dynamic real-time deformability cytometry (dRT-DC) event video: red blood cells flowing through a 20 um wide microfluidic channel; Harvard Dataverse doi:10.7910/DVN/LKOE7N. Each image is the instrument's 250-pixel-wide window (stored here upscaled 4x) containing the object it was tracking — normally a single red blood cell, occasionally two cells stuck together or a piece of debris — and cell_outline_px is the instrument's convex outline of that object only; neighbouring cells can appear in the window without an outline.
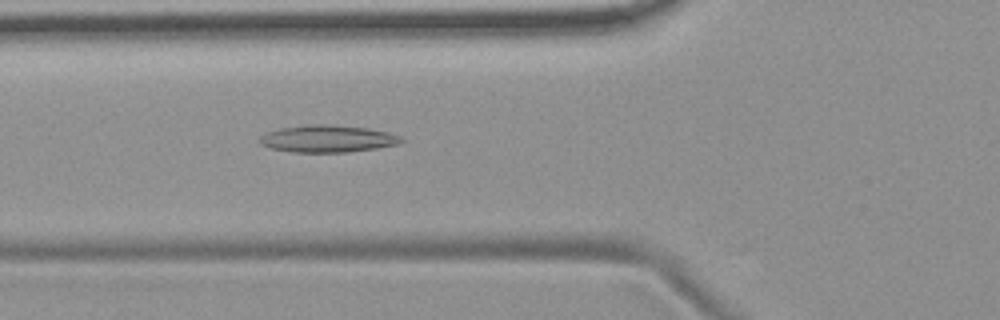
{"species": "common noctule bat (a hibernating species)", "species_latin": "Nyctalus noctula", "temperature_condition": "room temperature", "stored_images_in_passage": 6, "camera_frame_rate_fps": 3000, "um_per_image_px": 0.085, "animal": {"sex": "female", "body_mass_g": 19.9}, "frame": {"image": 1, "passage_image": 6, "time_ms": 6.0, "image_size_px": [1000, 320], "cell_outline_px": [[404, 140], [396, 144], [376, 148], [348, 152], [292, 152], [268, 148], [260, 144], [256, 140], [260, 136], [268, 132], [280, 128], [312, 124], [328, 124], [368, 128], [388, 132], [400, 136]], "centroid_in_image_um": [27.79, 11.79], "position_along_channel_um": 98.0, "area_um2": 22.43}}